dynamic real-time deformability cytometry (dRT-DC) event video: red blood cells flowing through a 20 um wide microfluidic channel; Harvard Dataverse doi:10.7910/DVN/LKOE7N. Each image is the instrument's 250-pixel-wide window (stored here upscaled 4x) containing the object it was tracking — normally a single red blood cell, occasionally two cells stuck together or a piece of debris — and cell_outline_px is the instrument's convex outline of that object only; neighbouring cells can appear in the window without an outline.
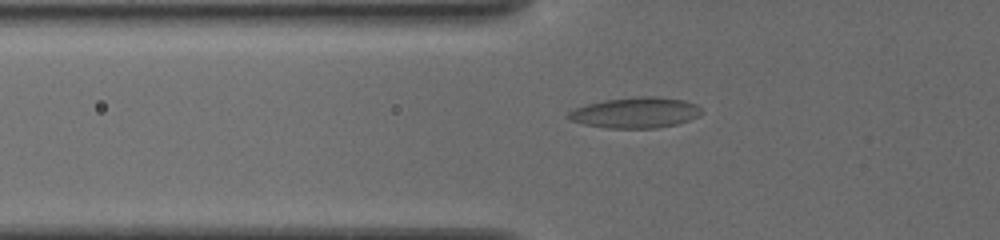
{"species": "common noctule bat (a hibernating species)", "species_latin": "Nyctalus noctula", "temperature_condition": "cold", "stored_images_in_passage": 42, "camera_frame_rate_fps": 3000, "um_per_image_px": 0.085, "animal": {"sex": "female", "body_mass_g": 19.5, "forearm_length_mm": 54.1}, "frame": {"image": 1, "passage_image": 8, "time_ms": 2.333, "image_size_px": [1000, 240], "cell_outline_px": [[704, 112], [700, 116], [676, 124], [656, 128], [608, 128], [584, 124], [572, 120], [568, 116], [568, 112], [576, 108], [588, 104], [608, 100], [640, 96], [656, 96], [684, 100], [696, 104]], "centroid_in_image_um": [54.08, 9.57], "position_along_channel_um": 71.7, "area_um2": 23.58}}
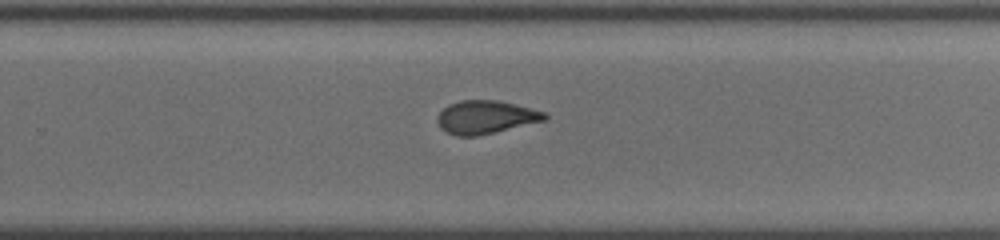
{"frame": {"image": 2, "passage_image": 25, "time_ms": 8.0, "image_size_px": [1000, 240], "cell_outline_px": [[548, 116], [544, 120], [476, 136], [456, 136], [440, 128], [436, 120], [440, 112], [448, 104], [460, 100], [496, 100], [544, 112]], "centroid_in_image_um": [41.21, 9.95], "position_along_channel_um": 288.6, "area_um2": 20.29}}
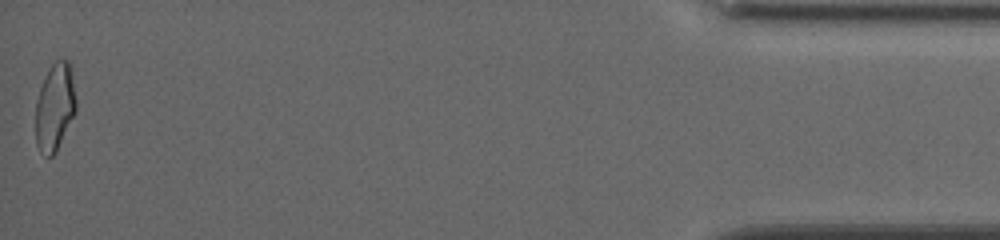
{"frame": {"image": 3, "passage_image": 42, "time_ms": 13.667, "image_size_px": [1000, 240], "cell_outline_px": [[76, 112], [56, 152], [52, 156], [48, 156], [40, 152], [36, 144], [36, 104], [40, 88], [48, 68], [60, 56], [68, 60], [72, 72], [76, 100]], "centroid_in_image_um": [4.68, 9.07], "position_along_channel_um": 430.5, "area_um2": 20.81}, "authors_computed_cell_mechanics": {"area_um2": 20.9814, "velocity_mm_per_s": 3.87, "shape_relaxation_time_tau1_ms": 5.6015, "shape_relaxation_time_tau2_ms": 2.2167, "deformation_change_tau1": 0.1548, "deformation_change_tau2": 0.0785}}